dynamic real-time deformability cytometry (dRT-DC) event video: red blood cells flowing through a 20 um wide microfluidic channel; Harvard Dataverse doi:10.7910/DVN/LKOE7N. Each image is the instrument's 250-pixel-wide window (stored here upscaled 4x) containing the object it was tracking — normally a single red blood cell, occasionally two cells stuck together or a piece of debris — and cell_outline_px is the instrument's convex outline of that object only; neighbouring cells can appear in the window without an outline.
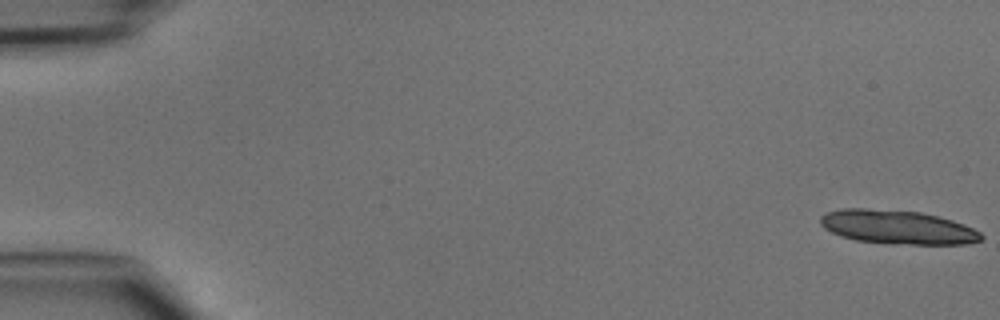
{"species": "common noctule bat (a hibernating species)", "species_latin": "Nyctalus noctula", "temperature_condition": "cold", "stored_images_in_passage": 48, "segment_of_instrument_passage": [1, 2], "camera_frame_rate_fps": 3000, "um_per_image_px": 0.085, "animal": {"sex": "male", "body_mass_g": 15.6}, "frame": {"image": 1, "passage_image": 1, "time_ms": 0.0, "image_size_px": [1000, 320], "cell_outline_px": [[984, 236], [980, 240], [964, 244], [892, 244], [856, 240], [840, 236], [824, 228], [820, 224], [820, 216], [828, 212], [840, 208], [868, 208], [920, 212], [952, 220], [964, 224], [980, 232]], "centroid_in_image_um": [76.25, 19.3], "position_along_channel_um": 8.7, "area_um2": 31.73}}